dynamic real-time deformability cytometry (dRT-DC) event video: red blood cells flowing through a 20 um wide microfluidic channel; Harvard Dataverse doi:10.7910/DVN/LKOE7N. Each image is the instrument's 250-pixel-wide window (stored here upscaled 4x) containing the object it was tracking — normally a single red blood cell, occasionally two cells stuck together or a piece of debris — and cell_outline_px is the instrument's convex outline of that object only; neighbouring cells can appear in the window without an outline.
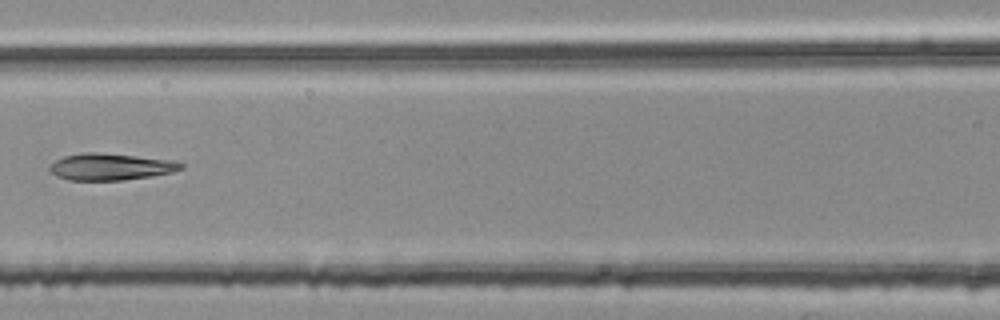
{"species": "common noctule bat (a hibernating species)", "species_latin": "Nyctalus noctula", "temperature_condition": "room temperature", "stored_images_in_passage": 3, "camera_frame_rate_fps": 3000, "um_per_image_px": 0.085, "animal": {"sex": "female", "body_mass_g": 25.1}, "frame": {"image": 1, "passage_image": 3, "time_ms": 0.667, "image_size_px": [1000, 320], "cell_outline_px": [[184, 168], [172, 172], [152, 176], [124, 180], [68, 180], [56, 176], [48, 172], [48, 168], [56, 160], [64, 156], [80, 152], [100, 152], [176, 160], [184, 164]], "centroid_in_image_um": [9.4, 14.17], "position_along_channel_um": 157.2, "area_um2": 20.81}}